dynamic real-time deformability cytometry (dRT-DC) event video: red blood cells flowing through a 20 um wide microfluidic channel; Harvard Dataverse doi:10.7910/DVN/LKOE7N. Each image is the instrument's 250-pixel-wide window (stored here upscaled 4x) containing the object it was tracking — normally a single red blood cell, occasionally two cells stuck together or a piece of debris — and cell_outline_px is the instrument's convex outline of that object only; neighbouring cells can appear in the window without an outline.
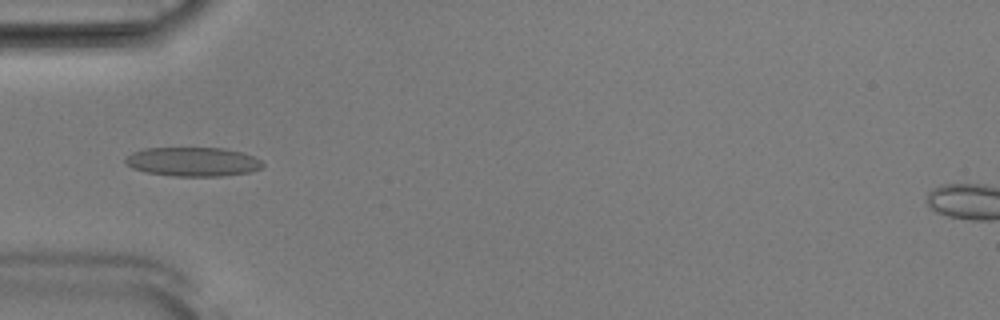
{"species": "Egyptian fruit bat (a non-hibernating species)", "species_latin": "Rousettus aegyptiacus", "temperature_condition": "room temperature", "stored_images_in_passage": 52, "camera_frame_rate_fps": 3000, "um_per_image_px": 0.085, "animal": {"sex": "male"}, "frame": {"image": 1, "passage_image": 17, "time_ms": 5.333, "image_size_px": [1000, 320], "cell_outline_px": [[264, 164], [260, 168], [248, 172], [220, 176], [172, 176], [144, 172], [132, 168], [124, 164], [124, 160], [132, 152], [144, 148], [224, 148], [244, 152], [260, 160]], "centroid_in_image_um": [16.35, 13.74], "position_along_channel_um": 68.7, "area_um2": 23.35}}
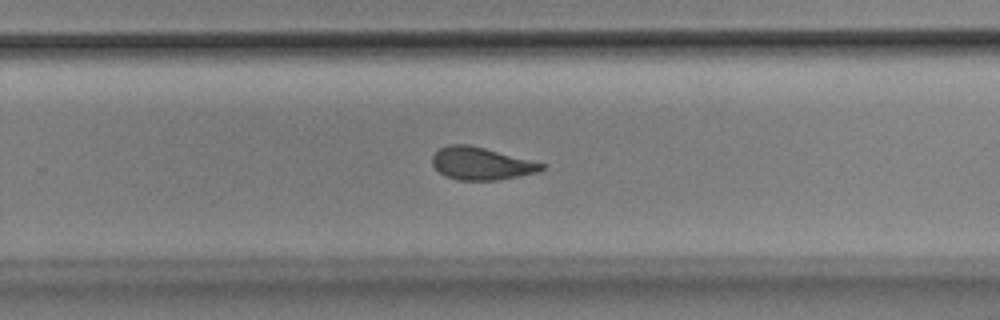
{"frame": {"image": 2, "passage_image": 34, "time_ms": 11.0, "image_size_px": [1000, 320], "cell_outline_px": [[548, 164], [544, 168], [536, 172], [496, 180], [460, 180], [448, 176], [440, 172], [432, 164], [432, 156], [440, 148], [448, 144], [468, 144]], "centroid_in_image_um": [40.9, 13.89], "position_along_channel_um": 288.9, "area_um2": 20.46}}
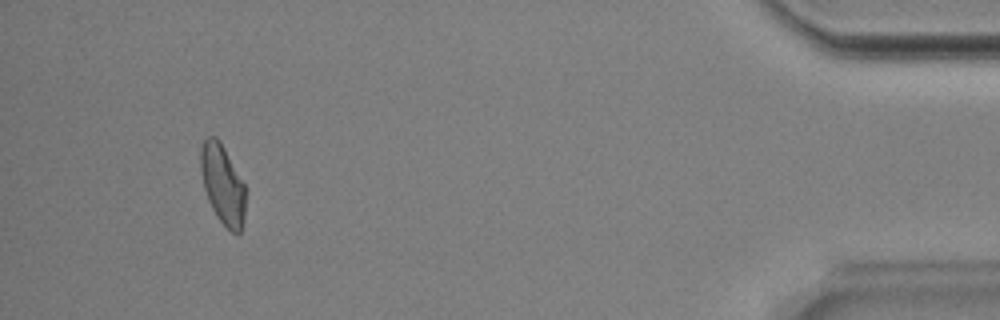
{"frame": {"image": 3, "passage_image": 49, "time_ms": 16.0, "image_size_px": [1000, 320], "cell_outline_px": [[244, 220], [240, 232], [236, 236], [216, 216], [208, 200], [204, 188], [200, 168], [200, 148], [204, 140], [208, 136], [216, 136], [220, 140], [244, 184]], "centroid_in_image_um": [18.9, 15.66], "position_along_channel_um": 416.3, "area_um2": 20.63}, "authors_computed_cell_mechanics": {"area_um2": 21.7328, "velocity_mm_per_s": 3.8892, "shape_relaxation_time_tau1_ms": 4.9177, "shape_relaxation_time_tau2_ms": 1.3431, "deformation_change_tau1": 0.1444, "deformation_change_tau2": 0.0639}}